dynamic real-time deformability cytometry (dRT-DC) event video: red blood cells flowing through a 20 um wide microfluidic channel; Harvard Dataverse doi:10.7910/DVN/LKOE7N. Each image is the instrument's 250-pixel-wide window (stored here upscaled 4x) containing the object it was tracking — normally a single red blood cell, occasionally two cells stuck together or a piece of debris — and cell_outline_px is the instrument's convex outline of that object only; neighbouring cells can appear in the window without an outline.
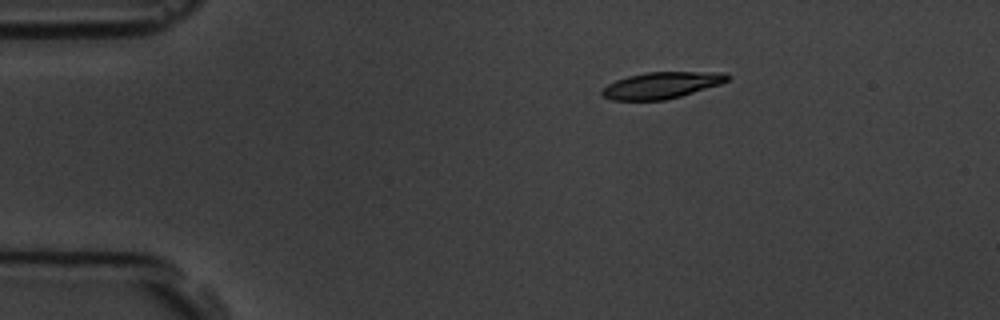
{"species": "common noctule bat (a hibernating species)", "species_latin": "Nyctalus noctula", "temperature_condition": "room temperature", "stored_images_in_passage": 4, "camera_frame_rate_fps": 3000, "um_per_image_px": 0.085, "animal": {"sex": "male", "body_mass_g": 19.5, "forearm_length_mm": 54.6}, "frame": {"image": 1, "passage_image": 1, "time_ms": 0.0, "image_size_px": [1000, 320], "cell_outline_px": [[732, 76], [728, 80], [720, 84], [680, 96], [664, 100], [612, 100], [604, 96], [600, 92], [600, 88], [616, 80], [628, 76], [644, 72], [724, 72]], "centroid_in_image_um": [56.22, 7.24], "position_along_channel_um": 28.8, "area_um2": 19.36}}
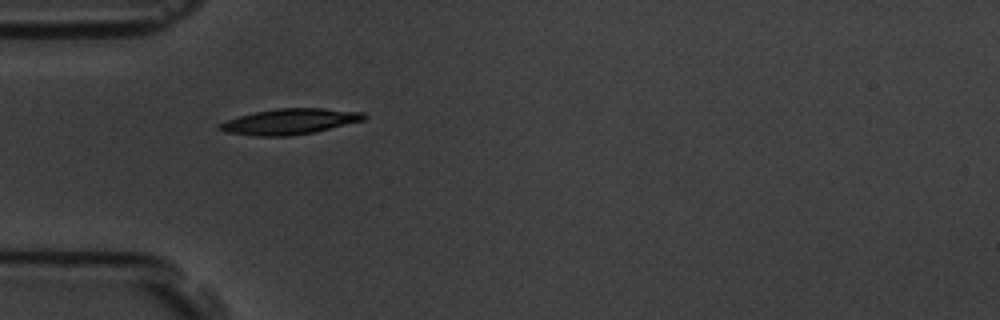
{"frame": {"image": 2, "passage_image": 3, "time_ms": 2.333, "image_size_px": [1000, 320], "cell_outline_px": [[368, 116], [364, 120], [312, 132], [288, 136], [256, 136], [224, 132], [216, 128], [216, 124], [240, 116], [256, 112], [276, 108], [324, 108], [364, 112]], "centroid_in_image_um": [24.6, 10.32], "position_along_channel_um": 60.4, "area_um2": 21.5}}
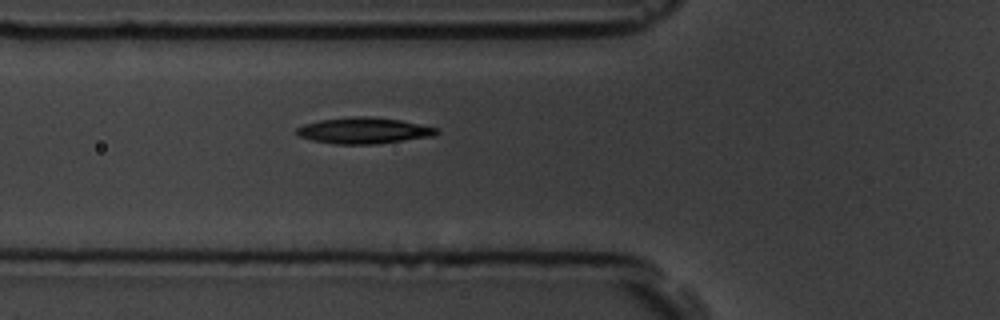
{"frame": {"image": 3, "passage_image": 4, "time_ms": 3.333, "image_size_px": [1000, 320], "cell_outline_px": [[440, 132], [436, 136], [376, 144], [336, 144], [312, 140], [300, 136], [296, 132], [296, 128], [304, 124], [320, 120], [352, 116], [372, 116], [400, 120], [440, 128]], "centroid_in_image_um": [30.98, 11.09], "position_along_channel_um": 94.8, "area_um2": 21.5}}